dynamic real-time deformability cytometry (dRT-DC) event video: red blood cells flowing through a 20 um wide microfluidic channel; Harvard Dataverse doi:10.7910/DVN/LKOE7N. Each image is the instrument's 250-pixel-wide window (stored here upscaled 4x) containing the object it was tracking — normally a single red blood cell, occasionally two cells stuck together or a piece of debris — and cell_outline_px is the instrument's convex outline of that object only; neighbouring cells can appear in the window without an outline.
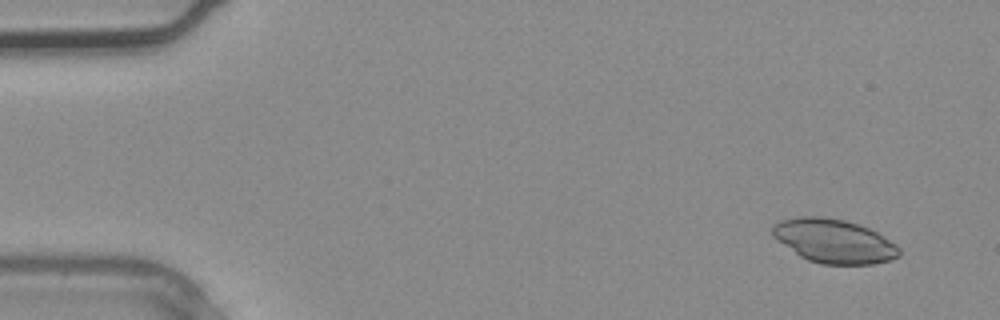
{"species": "common noctule bat (a hibernating species)", "species_latin": "Nyctalus noctula", "temperature_condition": "warm", "stored_images_in_passage": 3, "camera_frame_rate_fps": 3000, "um_per_image_px": 0.085, "animal": {"sex": "male", "body_mass_g": 20.4}, "frame": {"image": 1, "passage_image": 1, "time_ms": 0.0, "image_size_px": [1000, 320], "cell_outline_px": [[900, 256], [892, 260], [872, 264], [820, 264], [808, 260], [800, 256], [776, 240], [772, 236], [772, 224], [780, 220], [800, 216], [820, 216], [844, 220], [860, 224], [876, 232], [896, 244], [900, 248]], "centroid_in_image_um": [70.87, 20.49], "position_along_channel_um": 14.1, "area_um2": 32.6}}